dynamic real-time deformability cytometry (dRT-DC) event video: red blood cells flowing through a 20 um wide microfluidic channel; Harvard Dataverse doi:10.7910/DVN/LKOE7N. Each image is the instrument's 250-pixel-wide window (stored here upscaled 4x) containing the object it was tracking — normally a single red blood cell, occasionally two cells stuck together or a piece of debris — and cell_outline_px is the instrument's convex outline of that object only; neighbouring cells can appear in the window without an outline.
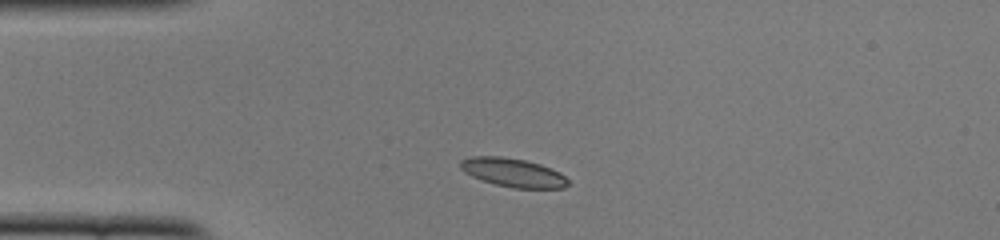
{"species": "common noctule bat (a hibernating species)", "species_latin": "Nyctalus noctula", "temperature_condition": "cold", "stored_images_in_passage": 40, "camera_frame_rate_fps": 3000, "um_per_image_px": 0.085, "animal": {"sex": "female", "body_mass_g": 22.0, "forearm_length_mm": 56.7}, "frame": {"image": 1, "passage_image": 1, "time_ms": 0.0, "image_size_px": [1000, 240], "cell_outline_px": [[568, 184], [564, 188], [512, 188], [496, 184], [472, 176], [464, 172], [460, 168], [460, 160], [472, 156], [500, 156], [524, 160], [540, 164], [560, 172], [568, 180]], "centroid_in_image_um": [43.6, 14.66], "position_along_channel_um": 41.4, "area_um2": 17.86}}
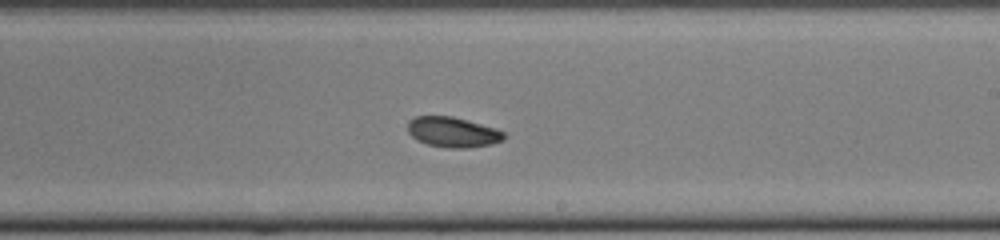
{"frame": {"image": 2, "passage_image": 19, "time_ms": 6.0, "image_size_px": [1000, 240], "cell_outline_px": [[504, 140], [492, 144], [468, 148], [448, 148], [428, 144], [416, 140], [408, 132], [408, 120], [416, 116], [452, 116], [496, 128], [504, 132]], "centroid_in_image_um": [38.48, 11.23], "position_along_channel_um": 250.5, "area_um2": 16.99}}
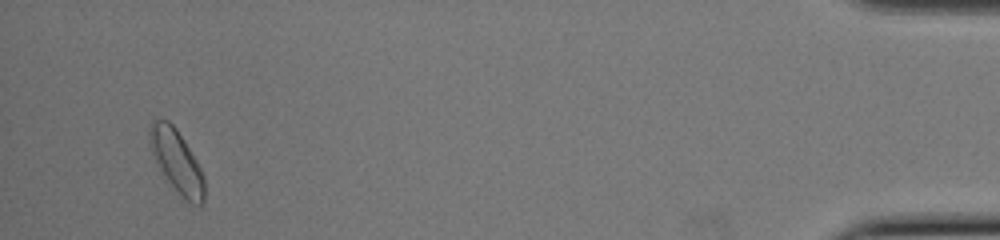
{"frame": {"image": 3, "passage_image": 38, "time_ms": 12.333, "image_size_px": [1000, 240], "cell_outline_px": [[204, 200], [200, 204], [192, 204], [164, 180], [152, 156], [148, 140], [148, 132], [152, 120], [168, 120], [176, 128], [184, 140], [196, 160], [204, 176]], "centroid_in_image_um": [14.97, 13.69], "position_along_channel_um": 420.2, "area_um2": 20.17}, "authors_computed_cell_mechanics": {"area_um2": 17.5134, "velocity_mm_per_s": 3.8712, "shape_relaxation_time_tau1_ms": 5.1815, "shape_relaxation_time_tau2_ms": 4.4406, "deformation_change_tau1": 0.137, "deformation_change_tau2": 0.0821}}